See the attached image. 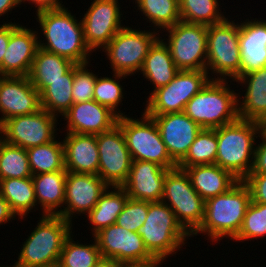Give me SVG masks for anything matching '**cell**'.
I'll list each match as a JSON object with an SVG mask.
<instances>
[{
	"mask_svg": "<svg viewBox=\"0 0 266 267\" xmlns=\"http://www.w3.org/2000/svg\"><path fill=\"white\" fill-rule=\"evenodd\" d=\"M60 120L66 121L64 133L98 135L116 125L118 116L108 107L89 100L73 104Z\"/></svg>",
	"mask_w": 266,
	"mask_h": 267,
	"instance_id": "44dd1931",
	"label": "cell"
},
{
	"mask_svg": "<svg viewBox=\"0 0 266 267\" xmlns=\"http://www.w3.org/2000/svg\"><path fill=\"white\" fill-rule=\"evenodd\" d=\"M180 169L186 171L193 188L204 201L226 193L239 181L229 171L216 164L195 165Z\"/></svg>",
	"mask_w": 266,
	"mask_h": 267,
	"instance_id": "4316f807",
	"label": "cell"
},
{
	"mask_svg": "<svg viewBox=\"0 0 266 267\" xmlns=\"http://www.w3.org/2000/svg\"><path fill=\"white\" fill-rule=\"evenodd\" d=\"M74 232L65 240L57 267H93L101 254L97 242L91 237V243L74 241Z\"/></svg>",
	"mask_w": 266,
	"mask_h": 267,
	"instance_id": "e575fe53",
	"label": "cell"
},
{
	"mask_svg": "<svg viewBox=\"0 0 266 267\" xmlns=\"http://www.w3.org/2000/svg\"><path fill=\"white\" fill-rule=\"evenodd\" d=\"M57 138L47 144L27 149L32 175L66 171L62 137L61 141L60 137Z\"/></svg>",
	"mask_w": 266,
	"mask_h": 267,
	"instance_id": "836d02e7",
	"label": "cell"
},
{
	"mask_svg": "<svg viewBox=\"0 0 266 267\" xmlns=\"http://www.w3.org/2000/svg\"><path fill=\"white\" fill-rule=\"evenodd\" d=\"M138 234L148 251L161 264H165L170 256L180 253L191 238L177 221L172 209L162 201L148 202V215Z\"/></svg>",
	"mask_w": 266,
	"mask_h": 267,
	"instance_id": "8992f818",
	"label": "cell"
},
{
	"mask_svg": "<svg viewBox=\"0 0 266 267\" xmlns=\"http://www.w3.org/2000/svg\"><path fill=\"white\" fill-rule=\"evenodd\" d=\"M251 201L250 189L244 181H238L226 193L207 199L203 222L191 237L204 234L212 245L220 244L223 238L232 241L238 235Z\"/></svg>",
	"mask_w": 266,
	"mask_h": 267,
	"instance_id": "7a4b0ae2",
	"label": "cell"
},
{
	"mask_svg": "<svg viewBox=\"0 0 266 267\" xmlns=\"http://www.w3.org/2000/svg\"><path fill=\"white\" fill-rule=\"evenodd\" d=\"M11 23V35L2 60V76H28L39 49L36 28Z\"/></svg>",
	"mask_w": 266,
	"mask_h": 267,
	"instance_id": "d6986e66",
	"label": "cell"
},
{
	"mask_svg": "<svg viewBox=\"0 0 266 267\" xmlns=\"http://www.w3.org/2000/svg\"><path fill=\"white\" fill-rule=\"evenodd\" d=\"M59 118L42 108L29 115L7 119L0 125V136L5 142L29 149L47 144L61 132Z\"/></svg>",
	"mask_w": 266,
	"mask_h": 267,
	"instance_id": "4fadbf2b",
	"label": "cell"
},
{
	"mask_svg": "<svg viewBox=\"0 0 266 267\" xmlns=\"http://www.w3.org/2000/svg\"><path fill=\"white\" fill-rule=\"evenodd\" d=\"M257 139L253 167L250 174L266 173V131L262 128ZM261 142V143H260Z\"/></svg>",
	"mask_w": 266,
	"mask_h": 267,
	"instance_id": "ee69618b",
	"label": "cell"
},
{
	"mask_svg": "<svg viewBox=\"0 0 266 267\" xmlns=\"http://www.w3.org/2000/svg\"><path fill=\"white\" fill-rule=\"evenodd\" d=\"M149 117L155 121L171 159L178 165L202 128L184 112Z\"/></svg>",
	"mask_w": 266,
	"mask_h": 267,
	"instance_id": "ffe728a7",
	"label": "cell"
},
{
	"mask_svg": "<svg viewBox=\"0 0 266 267\" xmlns=\"http://www.w3.org/2000/svg\"><path fill=\"white\" fill-rule=\"evenodd\" d=\"M73 81L74 66L62 79L49 82V86L40 94L41 108L58 118L62 117L73 105Z\"/></svg>",
	"mask_w": 266,
	"mask_h": 267,
	"instance_id": "d6a6232c",
	"label": "cell"
},
{
	"mask_svg": "<svg viewBox=\"0 0 266 267\" xmlns=\"http://www.w3.org/2000/svg\"><path fill=\"white\" fill-rule=\"evenodd\" d=\"M68 9L64 6L35 12L40 28L36 26L39 48L65 57L75 64L91 62L92 52L84 41L81 16L80 20L77 19ZM40 36H43V40Z\"/></svg>",
	"mask_w": 266,
	"mask_h": 267,
	"instance_id": "6da1fadb",
	"label": "cell"
},
{
	"mask_svg": "<svg viewBox=\"0 0 266 267\" xmlns=\"http://www.w3.org/2000/svg\"><path fill=\"white\" fill-rule=\"evenodd\" d=\"M239 22L241 75L266 67V20L252 18ZM243 20V21H242Z\"/></svg>",
	"mask_w": 266,
	"mask_h": 267,
	"instance_id": "cb8c5ba5",
	"label": "cell"
},
{
	"mask_svg": "<svg viewBox=\"0 0 266 267\" xmlns=\"http://www.w3.org/2000/svg\"><path fill=\"white\" fill-rule=\"evenodd\" d=\"M20 2L22 3V6L24 4L25 7H27L25 4H27L28 2V5H32L30 9H32V7H35L34 10L36 11L42 9L60 8L65 6L64 4H62V0H20Z\"/></svg>",
	"mask_w": 266,
	"mask_h": 267,
	"instance_id": "bcb514c9",
	"label": "cell"
},
{
	"mask_svg": "<svg viewBox=\"0 0 266 267\" xmlns=\"http://www.w3.org/2000/svg\"><path fill=\"white\" fill-rule=\"evenodd\" d=\"M230 17L207 26L206 71L210 79L235 81L241 75L239 21Z\"/></svg>",
	"mask_w": 266,
	"mask_h": 267,
	"instance_id": "52a82bcc",
	"label": "cell"
},
{
	"mask_svg": "<svg viewBox=\"0 0 266 267\" xmlns=\"http://www.w3.org/2000/svg\"><path fill=\"white\" fill-rule=\"evenodd\" d=\"M32 176L27 150L0 138V180Z\"/></svg>",
	"mask_w": 266,
	"mask_h": 267,
	"instance_id": "74e56055",
	"label": "cell"
},
{
	"mask_svg": "<svg viewBox=\"0 0 266 267\" xmlns=\"http://www.w3.org/2000/svg\"><path fill=\"white\" fill-rule=\"evenodd\" d=\"M94 85V100L100 105L108 107L112 112H114L118 117L126 116V112L119 109V106H123V98L127 93L124 91L123 79H128V75L114 73L113 76L108 75L98 76ZM104 76V77H103ZM122 83V85H121ZM118 110V111H117ZM122 111V112H121Z\"/></svg>",
	"mask_w": 266,
	"mask_h": 267,
	"instance_id": "8d00e7d4",
	"label": "cell"
},
{
	"mask_svg": "<svg viewBox=\"0 0 266 267\" xmlns=\"http://www.w3.org/2000/svg\"><path fill=\"white\" fill-rule=\"evenodd\" d=\"M210 80L206 70H180L166 86L154 90L144 103L147 116L184 112L187 102Z\"/></svg>",
	"mask_w": 266,
	"mask_h": 267,
	"instance_id": "8fae6325",
	"label": "cell"
},
{
	"mask_svg": "<svg viewBox=\"0 0 266 267\" xmlns=\"http://www.w3.org/2000/svg\"><path fill=\"white\" fill-rule=\"evenodd\" d=\"M22 3L20 2V0H0V18L1 16L2 17H5L7 16L8 18V14L10 12V15L12 13L13 10L17 9V7H21ZM6 14V15H5ZM8 21H3L0 23H3V24H9V23H13L11 20L12 19H7Z\"/></svg>",
	"mask_w": 266,
	"mask_h": 267,
	"instance_id": "c3c4849f",
	"label": "cell"
},
{
	"mask_svg": "<svg viewBox=\"0 0 266 267\" xmlns=\"http://www.w3.org/2000/svg\"><path fill=\"white\" fill-rule=\"evenodd\" d=\"M262 125H263V129L266 131V121Z\"/></svg>",
	"mask_w": 266,
	"mask_h": 267,
	"instance_id": "f5cc1de1",
	"label": "cell"
},
{
	"mask_svg": "<svg viewBox=\"0 0 266 267\" xmlns=\"http://www.w3.org/2000/svg\"><path fill=\"white\" fill-rule=\"evenodd\" d=\"M0 267H14V265H11V264L8 265V264H7L6 266H5V265H4V266H3V265H0Z\"/></svg>",
	"mask_w": 266,
	"mask_h": 267,
	"instance_id": "816d5d0a",
	"label": "cell"
},
{
	"mask_svg": "<svg viewBox=\"0 0 266 267\" xmlns=\"http://www.w3.org/2000/svg\"><path fill=\"white\" fill-rule=\"evenodd\" d=\"M74 65V62L65 57L39 48L28 77L41 94L49 86L50 81L62 79Z\"/></svg>",
	"mask_w": 266,
	"mask_h": 267,
	"instance_id": "f546056e",
	"label": "cell"
},
{
	"mask_svg": "<svg viewBox=\"0 0 266 267\" xmlns=\"http://www.w3.org/2000/svg\"><path fill=\"white\" fill-rule=\"evenodd\" d=\"M108 187L96 174L67 172L63 210L58 215L73 224L74 219L86 216L95 207Z\"/></svg>",
	"mask_w": 266,
	"mask_h": 267,
	"instance_id": "e0dca14e",
	"label": "cell"
},
{
	"mask_svg": "<svg viewBox=\"0 0 266 267\" xmlns=\"http://www.w3.org/2000/svg\"><path fill=\"white\" fill-rule=\"evenodd\" d=\"M18 218L16 214L11 210L9 203L2 197L0 194V226L10 222L13 220H17Z\"/></svg>",
	"mask_w": 266,
	"mask_h": 267,
	"instance_id": "7dc6e473",
	"label": "cell"
},
{
	"mask_svg": "<svg viewBox=\"0 0 266 267\" xmlns=\"http://www.w3.org/2000/svg\"><path fill=\"white\" fill-rule=\"evenodd\" d=\"M163 32L161 38L165 36L163 41L179 70L207 69V25L179 21Z\"/></svg>",
	"mask_w": 266,
	"mask_h": 267,
	"instance_id": "7c38bea8",
	"label": "cell"
},
{
	"mask_svg": "<svg viewBox=\"0 0 266 267\" xmlns=\"http://www.w3.org/2000/svg\"><path fill=\"white\" fill-rule=\"evenodd\" d=\"M233 80L210 79L186 104L184 113L202 129H216L238 117L237 92Z\"/></svg>",
	"mask_w": 266,
	"mask_h": 267,
	"instance_id": "5b68a950",
	"label": "cell"
},
{
	"mask_svg": "<svg viewBox=\"0 0 266 267\" xmlns=\"http://www.w3.org/2000/svg\"><path fill=\"white\" fill-rule=\"evenodd\" d=\"M262 123L238 118L215 129L218 148L215 164L229 171L239 181L251 172Z\"/></svg>",
	"mask_w": 266,
	"mask_h": 267,
	"instance_id": "3957f363",
	"label": "cell"
},
{
	"mask_svg": "<svg viewBox=\"0 0 266 267\" xmlns=\"http://www.w3.org/2000/svg\"><path fill=\"white\" fill-rule=\"evenodd\" d=\"M117 262L114 259L106 258V257H100V259L96 262V264L93 267H117Z\"/></svg>",
	"mask_w": 266,
	"mask_h": 267,
	"instance_id": "f907efd6",
	"label": "cell"
},
{
	"mask_svg": "<svg viewBox=\"0 0 266 267\" xmlns=\"http://www.w3.org/2000/svg\"><path fill=\"white\" fill-rule=\"evenodd\" d=\"M41 109L40 93L28 76H0V125Z\"/></svg>",
	"mask_w": 266,
	"mask_h": 267,
	"instance_id": "ac0fdd59",
	"label": "cell"
},
{
	"mask_svg": "<svg viewBox=\"0 0 266 267\" xmlns=\"http://www.w3.org/2000/svg\"><path fill=\"white\" fill-rule=\"evenodd\" d=\"M134 2L133 8L136 10L137 7V10L133 12L139 11V16L140 14L143 16H140V19L152 25L147 28L153 27L152 29L159 33L181 21L179 0H135Z\"/></svg>",
	"mask_w": 266,
	"mask_h": 267,
	"instance_id": "1f68e13d",
	"label": "cell"
},
{
	"mask_svg": "<svg viewBox=\"0 0 266 267\" xmlns=\"http://www.w3.org/2000/svg\"><path fill=\"white\" fill-rule=\"evenodd\" d=\"M0 194L20 221L38 210L32 177L0 180Z\"/></svg>",
	"mask_w": 266,
	"mask_h": 267,
	"instance_id": "4dcf8cb0",
	"label": "cell"
},
{
	"mask_svg": "<svg viewBox=\"0 0 266 267\" xmlns=\"http://www.w3.org/2000/svg\"><path fill=\"white\" fill-rule=\"evenodd\" d=\"M132 115L117 120L132 160L153 162L169 170L176 168L177 164L171 159L155 121L143 111L141 117Z\"/></svg>",
	"mask_w": 266,
	"mask_h": 267,
	"instance_id": "9c48e42d",
	"label": "cell"
},
{
	"mask_svg": "<svg viewBox=\"0 0 266 267\" xmlns=\"http://www.w3.org/2000/svg\"><path fill=\"white\" fill-rule=\"evenodd\" d=\"M86 12L82 14L83 37L87 47L94 54L101 50L127 24L124 25L125 12L120 0H91ZM124 11V12H123ZM123 17V18H122ZM122 19V20H121Z\"/></svg>",
	"mask_w": 266,
	"mask_h": 267,
	"instance_id": "5bb4252c",
	"label": "cell"
},
{
	"mask_svg": "<svg viewBox=\"0 0 266 267\" xmlns=\"http://www.w3.org/2000/svg\"><path fill=\"white\" fill-rule=\"evenodd\" d=\"M161 201L172 209L190 235L202 224L205 201L193 188L185 170L176 167L167 171Z\"/></svg>",
	"mask_w": 266,
	"mask_h": 267,
	"instance_id": "30bf717a",
	"label": "cell"
},
{
	"mask_svg": "<svg viewBox=\"0 0 266 267\" xmlns=\"http://www.w3.org/2000/svg\"><path fill=\"white\" fill-rule=\"evenodd\" d=\"M266 237V204L252 202L249 204L242 226L233 242L264 239Z\"/></svg>",
	"mask_w": 266,
	"mask_h": 267,
	"instance_id": "ab89813d",
	"label": "cell"
},
{
	"mask_svg": "<svg viewBox=\"0 0 266 267\" xmlns=\"http://www.w3.org/2000/svg\"><path fill=\"white\" fill-rule=\"evenodd\" d=\"M168 170L153 162L132 160L128 178L122 188L130 199L159 202Z\"/></svg>",
	"mask_w": 266,
	"mask_h": 267,
	"instance_id": "7402d4cb",
	"label": "cell"
},
{
	"mask_svg": "<svg viewBox=\"0 0 266 267\" xmlns=\"http://www.w3.org/2000/svg\"><path fill=\"white\" fill-rule=\"evenodd\" d=\"M65 169L78 174L98 175L99 152L96 135L63 133Z\"/></svg>",
	"mask_w": 266,
	"mask_h": 267,
	"instance_id": "d4e9b609",
	"label": "cell"
},
{
	"mask_svg": "<svg viewBox=\"0 0 266 267\" xmlns=\"http://www.w3.org/2000/svg\"><path fill=\"white\" fill-rule=\"evenodd\" d=\"M161 263L119 262L117 267H161Z\"/></svg>",
	"mask_w": 266,
	"mask_h": 267,
	"instance_id": "681fc988",
	"label": "cell"
},
{
	"mask_svg": "<svg viewBox=\"0 0 266 267\" xmlns=\"http://www.w3.org/2000/svg\"><path fill=\"white\" fill-rule=\"evenodd\" d=\"M90 63L91 62L74 65V81L72 88L73 104L94 100V85L97 73L88 69V67H91Z\"/></svg>",
	"mask_w": 266,
	"mask_h": 267,
	"instance_id": "60d3db41",
	"label": "cell"
},
{
	"mask_svg": "<svg viewBox=\"0 0 266 267\" xmlns=\"http://www.w3.org/2000/svg\"><path fill=\"white\" fill-rule=\"evenodd\" d=\"M148 215V201L128 198L123 210L120 212L116 224L131 231L137 232Z\"/></svg>",
	"mask_w": 266,
	"mask_h": 267,
	"instance_id": "b9f144b4",
	"label": "cell"
},
{
	"mask_svg": "<svg viewBox=\"0 0 266 267\" xmlns=\"http://www.w3.org/2000/svg\"><path fill=\"white\" fill-rule=\"evenodd\" d=\"M22 242L14 267H57L73 224L59 215H42Z\"/></svg>",
	"mask_w": 266,
	"mask_h": 267,
	"instance_id": "277c9868",
	"label": "cell"
},
{
	"mask_svg": "<svg viewBox=\"0 0 266 267\" xmlns=\"http://www.w3.org/2000/svg\"><path fill=\"white\" fill-rule=\"evenodd\" d=\"M128 198L127 192L122 187L109 186L105 190L95 207L85 216L92 237L103 228L116 223Z\"/></svg>",
	"mask_w": 266,
	"mask_h": 267,
	"instance_id": "f1b7e54d",
	"label": "cell"
},
{
	"mask_svg": "<svg viewBox=\"0 0 266 267\" xmlns=\"http://www.w3.org/2000/svg\"><path fill=\"white\" fill-rule=\"evenodd\" d=\"M136 27L127 24L102 49L105 59L109 60L111 74L139 75L150 47L160 37L156 30Z\"/></svg>",
	"mask_w": 266,
	"mask_h": 267,
	"instance_id": "ba28073f",
	"label": "cell"
},
{
	"mask_svg": "<svg viewBox=\"0 0 266 267\" xmlns=\"http://www.w3.org/2000/svg\"><path fill=\"white\" fill-rule=\"evenodd\" d=\"M179 71L173 62L168 45L160 36L150 47L139 75L142 74L144 81H150V86L152 84L150 95L154 90L166 86Z\"/></svg>",
	"mask_w": 266,
	"mask_h": 267,
	"instance_id": "484cf974",
	"label": "cell"
},
{
	"mask_svg": "<svg viewBox=\"0 0 266 267\" xmlns=\"http://www.w3.org/2000/svg\"><path fill=\"white\" fill-rule=\"evenodd\" d=\"M99 152L98 176L108 185L122 187L131 169L132 158L121 127L96 135Z\"/></svg>",
	"mask_w": 266,
	"mask_h": 267,
	"instance_id": "9a60e30c",
	"label": "cell"
},
{
	"mask_svg": "<svg viewBox=\"0 0 266 267\" xmlns=\"http://www.w3.org/2000/svg\"><path fill=\"white\" fill-rule=\"evenodd\" d=\"M220 3L219 0H179L181 21L207 26L220 23L229 17L225 16L226 11L222 12Z\"/></svg>",
	"mask_w": 266,
	"mask_h": 267,
	"instance_id": "d590c367",
	"label": "cell"
},
{
	"mask_svg": "<svg viewBox=\"0 0 266 267\" xmlns=\"http://www.w3.org/2000/svg\"><path fill=\"white\" fill-rule=\"evenodd\" d=\"M101 257L117 262L160 263L146 248L137 232H131L116 223L103 228L93 236Z\"/></svg>",
	"mask_w": 266,
	"mask_h": 267,
	"instance_id": "2e32d148",
	"label": "cell"
},
{
	"mask_svg": "<svg viewBox=\"0 0 266 267\" xmlns=\"http://www.w3.org/2000/svg\"><path fill=\"white\" fill-rule=\"evenodd\" d=\"M234 82L238 89V117L260 123L266 121V67L240 75ZM245 92V93H244Z\"/></svg>",
	"mask_w": 266,
	"mask_h": 267,
	"instance_id": "603a6c76",
	"label": "cell"
},
{
	"mask_svg": "<svg viewBox=\"0 0 266 267\" xmlns=\"http://www.w3.org/2000/svg\"><path fill=\"white\" fill-rule=\"evenodd\" d=\"M217 136L215 129H202L185 158L177 165L178 168H189L195 165L215 164L217 156Z\"/></svg>",
	"mask_w": 266,
	"mask_h": 267,
	"instance_id": "f35d334b",
	"label": "cell"
},
{
	"mask_svg": "<svg viewBox=\"0 0 266 267\" xmlns=\"http://www.w3.org/2000/svg\"><path fill=\"white\" fill-rule=\"evenodd\" d=\"M243 181L250 189L252 202L266 204V173L249 174Z\"/></svg>",
	"mask_w": 266,
	"mask_h": 267,
	"instance_id": "7bdbcfd3",
	"label": "cell"
},
{
	"mask_svg": "<svg viewBox=\"0 0 266 267\" xmlns=\"http://www.w3.org/2000/svg\"><path fill=\"white\" fill-rule=\"evenodd\" d=\"M66 176L67 171L32 176L39 215H58L63 210Z\"/></svg>",
	"mask_w": 266,
	"mask_h": 267,
	"instance_id": "83f0119b",
	"label": "cell"
},
{
	"mask_svg": "<svg viewBox=\"0 0 266 267\" xmlns=\"http://www.w3.org/2000/svg\"><path fill=\"white\" fill-rule=\"evenodd\" d=\"M11 35V23L0 24V76H2V60L7 50Z\"/></svg>",
	"mask_w": 266,
	"mask_h": 267,
	"instance_id": "f6af8a7d",
	"label": "cell"
}]
</instances>
